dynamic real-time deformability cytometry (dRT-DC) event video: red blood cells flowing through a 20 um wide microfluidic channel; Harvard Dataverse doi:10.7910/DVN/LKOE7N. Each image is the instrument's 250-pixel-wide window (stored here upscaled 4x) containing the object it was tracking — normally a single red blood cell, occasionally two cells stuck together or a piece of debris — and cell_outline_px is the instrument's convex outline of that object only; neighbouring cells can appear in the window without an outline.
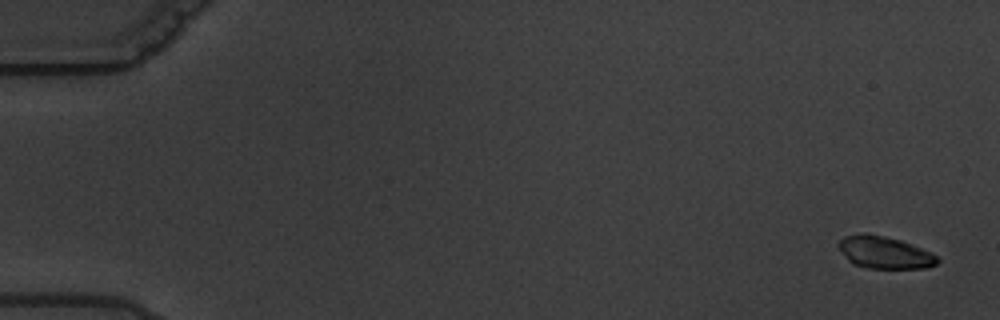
{"species": "common noctule bat (a hibernating species)", "species_latin": "Nyctalus noctula", "temperature_condition": "warm", "stored_images_in_passage": 6, "camera_frame_rate_fps": 3000, "um_per_image_px": 0.085, "animal": {"sex": "male", "body_mass_g": 19.5, "forearm_length_mm": 54.6}, "frame": {"image": 1, "passage_image": 1, "time_ms": 0.0, "image_size_px": [1000, 320], "cell_outline_px": [[940, 260], [936, 264], [924, 268], [868, 268], [852, 264], [848, 260], [836, 244], [844, 236], [864, 232], [884, 236], [900, 240], [932, 252]], "centroid_in_image_um": [75.16, 21.45], "position_along_channel_um": 9.8, "area_um2": 18.55}}